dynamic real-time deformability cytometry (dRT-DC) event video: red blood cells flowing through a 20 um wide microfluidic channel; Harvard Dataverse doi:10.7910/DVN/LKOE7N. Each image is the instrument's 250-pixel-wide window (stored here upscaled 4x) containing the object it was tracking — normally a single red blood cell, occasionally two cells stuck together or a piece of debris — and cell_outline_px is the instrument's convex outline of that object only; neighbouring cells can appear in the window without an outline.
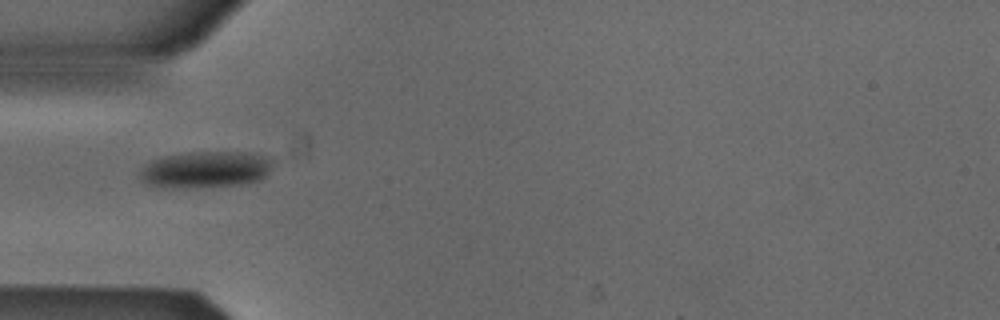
{"species": "Egyptian fruit bat (a non-hibernating species)", "species_latin": "Rousettus aegyptiacus", "temperature_condition": "cold", "stored_images_in_passage": 4, "camera_frame_rate_fps": 3000, "um_per_image_px": 0.085, "animal": {"sex": "male"}, "frame": {"image": 1, "passage_image": 1, "time_ms": 0.0, "image_size_px": [1000, 320], "cell_outline_px": [[272, 164], [268, 172], [260, 180], [240, 184], [184, 188], [168, 188], [148, 184], [140, 180], [136, 176], [152, 160], [164, 156], [188, 152], [252, 152], [268, 156], [272, 160]], "centroid_in_image_um": [17.47, 14.4], "position_along_channel_um": 67.5, "area_um2": 28.38}}
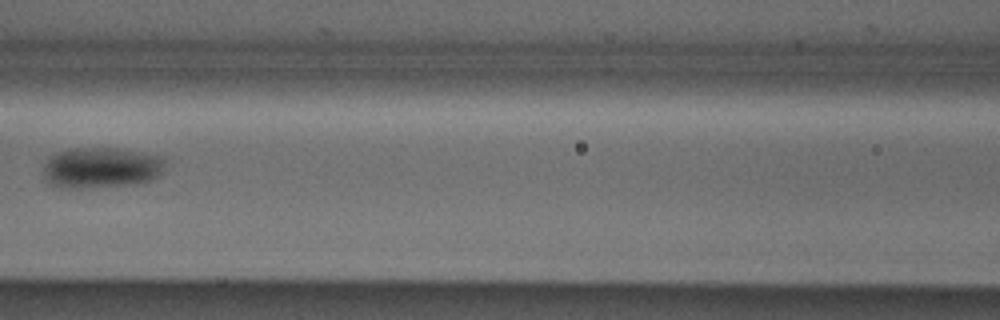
{"frame": {"image": 2, "passage_image": 3, "time_ms": 0.667, "image_size_px": [1000, 320], "cell_outline_px": [[164, 164], [160, 172], [152, 180], [136, 184], [88, 188], [60, 188], [48, 184], [44, 180], [44, 164], [56, 152], [68, 148], [116, 148], [164, 156]], "centroid_in_image_um": [8.56, 14.26], "position_along_channel_um": 158.0, "area_um2": 29.25}}
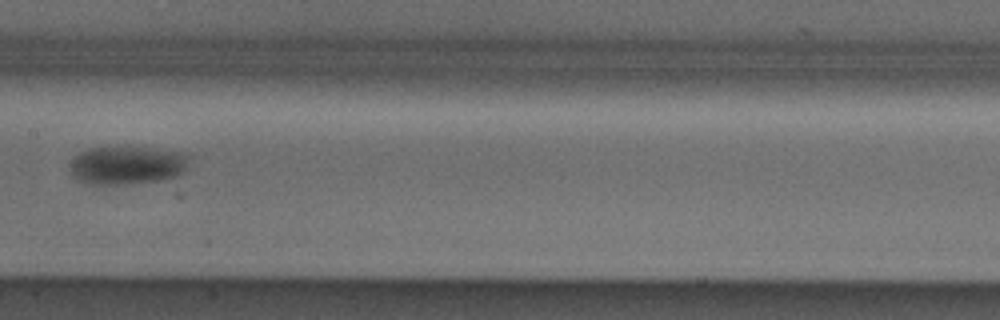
{"frame": {"image": 3, "passage_image": 4, "time_ms": 1.0, "image_size_px": [1000, 320], "cell_outline_px": [[184, 168], [176, 176], [160, 180], [128, 184], [88, 184], [76, 180], [72, 176], [68, 168], [68, 160], [80, 152], [88, 148], [152, 148], [176, 152], [184, 156]], "centroid_in_image_um": [10.6, 14.07], "position_along_channel_um": 196.8, "area_um2": 26.13}}